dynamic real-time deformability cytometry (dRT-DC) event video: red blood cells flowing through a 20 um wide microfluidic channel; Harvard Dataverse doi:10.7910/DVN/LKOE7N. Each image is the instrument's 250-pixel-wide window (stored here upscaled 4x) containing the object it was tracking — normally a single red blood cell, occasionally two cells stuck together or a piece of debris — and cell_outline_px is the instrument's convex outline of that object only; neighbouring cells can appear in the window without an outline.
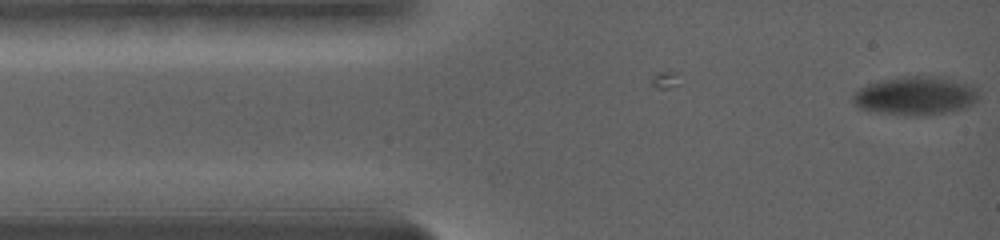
{"species": "common noctule bat (a hibernating species)", "species_latin": "Nyctalus noctula", "temperature_condition": "warm", "stored_images_in_passage": 51, "camera_frame_rate_fps": 5000, "um_per_image_px": 0.085, "animal": {"sex": "female", "body_mass_g": 19.0, "forearm_length_mm": 56.7}, "frame": {"image": 1, "passage_image": 1, "time_ms": 0.0, "image_size_px": [1000, 240], "cell_outline_px": [[972, 100], [964, 104], [940, 112], [888, 112], [864, 108], [856, 100], [856, 96], [864, 88], [876, 84], [900, 80], [932, 80], [964, 88], [972, 96]], "centroid_in_image_um": [77.6, 8.21], "position_along_channel_um": 7.4, "area_um2": 21.56}}
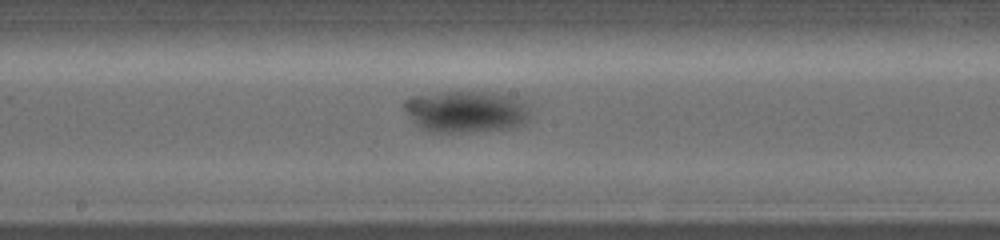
{"frame": {"image": 2, "passage_image": 22, "time_ms": 7.8, "image_size_px": [1000, 240], "cell_outline_px": [[532, 116], [524, 124], [512, 128], [460, 132], [432, 132], [416, 124], [404, 108], [404, 100], [412, 96], [440, 92], [492, 92], [508, 96], [528, 104]], "centroid_in_image_um": [39.65, 9.48], "position_along_channel_um": 208.5, "area_um2": 30.52}}
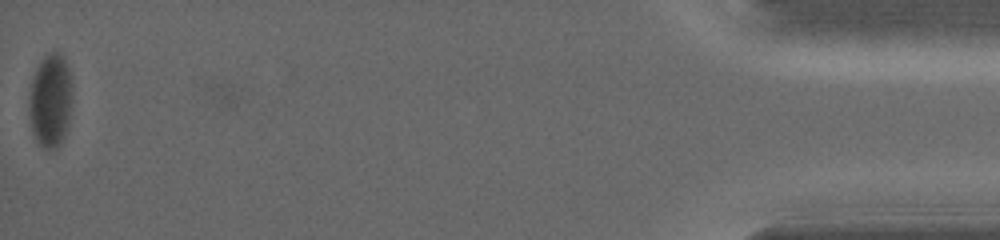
{"frame": {"image": 3, "passage_image": 51, "time_ms": 18.4, "image_size_px": [1000, 240], "cell_outline_px": [[72, 96], [68, 128], [60, 144], [56, 148], [44, 148], [36, 140], [32, 132], [28, 112], [28, 96], [32, 80], [36, 68], [40, 60], [48, 52], [60, 52], [68, 68], [72, 88]], "centroid_in_image_um": [4.27, 8.55], "position_along_channel_um": 430.9, "area_um2": 23.93}, "authors_computed_cell_mechanics": {"area_um2": 26.5302, "velocity_mm_per_s": 3.4963, "shape_relaxation_time_tau1_ms": 4.3559, "shape_relaxation_time_tau2_ms": null, "deformation_change_tau1": 0.1068, "deformation_change_tau2": null}}